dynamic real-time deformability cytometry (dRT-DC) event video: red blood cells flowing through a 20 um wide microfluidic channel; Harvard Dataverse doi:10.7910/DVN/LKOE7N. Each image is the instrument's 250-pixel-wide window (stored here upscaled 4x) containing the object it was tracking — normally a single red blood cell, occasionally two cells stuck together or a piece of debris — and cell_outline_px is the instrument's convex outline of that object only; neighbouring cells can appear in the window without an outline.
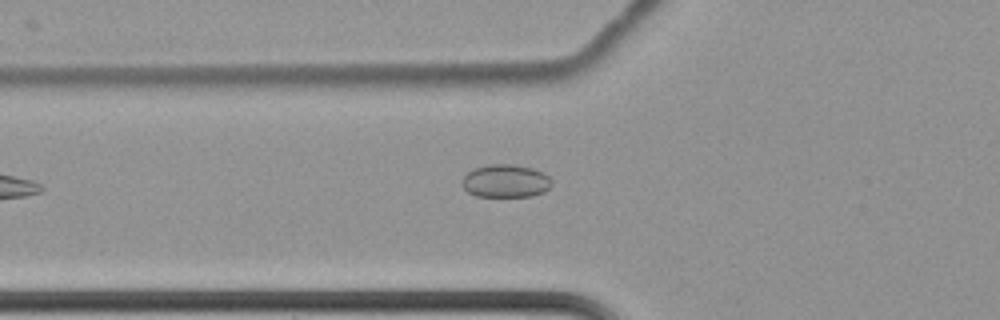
{"species": "common noctule bat (a hibernating species)", "species_latin": "Nyctalus noctula", "temperature_condition": "cold", "stored_images_in_passage": 7, "camera_frame_rate_fps": 3000, "um_per_image_px": 0.085, "animal": {"sex": "female", "body_mass_g": 22.7, "forearm_length_mm": 54.2}, "frame": {"image": 1, "passage_image": 7, "time_ms": 2.0, "image_size_px": [1000, 320], "cell_outline_px": [[552, 184], [544, 192], [532, 196], [476, 196], [468, 192], [460, 184], [460, 180], [468, 172], [476, 168], [492, 164], [512, 164], [532, 168], [544, 172], [552, 180]], "centroid_in_image_um": [42.98, 15.39], "position_along_channel_um": 82.8, "area_um2": 17.28}}